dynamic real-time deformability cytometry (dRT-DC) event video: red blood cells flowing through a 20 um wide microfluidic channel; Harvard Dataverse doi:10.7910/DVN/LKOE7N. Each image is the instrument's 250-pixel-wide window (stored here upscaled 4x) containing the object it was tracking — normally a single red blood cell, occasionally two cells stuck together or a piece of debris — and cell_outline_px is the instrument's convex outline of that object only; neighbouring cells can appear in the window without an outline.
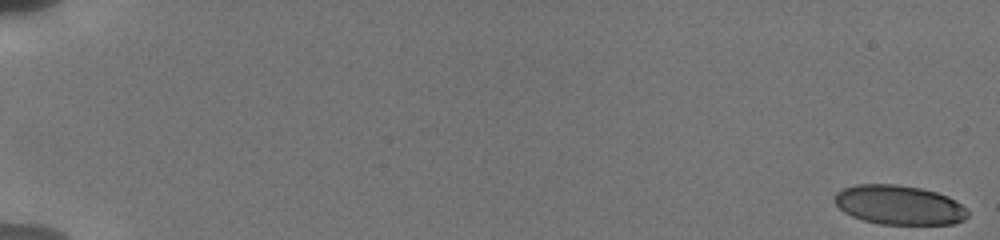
{"species": "human", "species_latin": "Homo sapiens", "temperature_condition": "cold", "stored_images_in_passage": 20, "camera_frame_rate_fps": 3000, "um_per_image_px": 0.085, "donor": {"sex": "male"}, "frame": {"image": 1, "passage_image": 1, "time_ms": 0.0, "image_size_px": [1000, 240], "cell_outline_px": [[968, 216], [964, 220], [952, 224], [880, 224], [864, 220], [852, 216], [844, 212], [832, 200], [836, 192], [844, 188], [856, 184], [896, 184], [920, 188], [936, 192], [948, 196], [956, 200], [968, 212]], "centroid_in_image_um": [76.41, 17.42], "position_along_channel_um": 8.6, "area_um2": 30.58}}
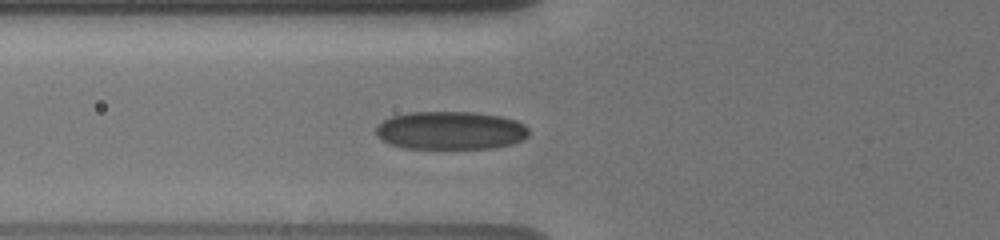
{"frame": {"image": 2, "passage_image": 17, "time_ms": 7.333, "image_size_px": [1000, 240], "cell_outline_px": [[528, 136], [524, 140], [512, 144], [492, 148], [404, 148], [392, 144], [376, 136], [376, 128], [384, 120], [392, 116], [408, 112], [476, 112], [500, 116], [516, 120], [524, 124], [528, 128]], "centroid_in_image_um": [38.33, 11.08], "position_along_channel_um": 87.5, "area_um2": 34.04}}
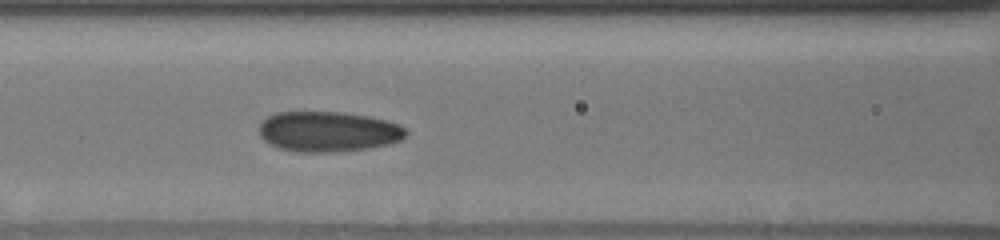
{"frame": {"image": 3, "passage_image": 20, "time_ms": 8.667, "image_size_px": [1000, 240], "cell_outline_px": [[408, 132], [400, 140], [388, 144], [368, 148], [328, 152], [296, 152], [280, 148], [264, 140], [260, 136], [260, 124], [268, 116], [276, 112], [344, 112], [368, 116], [400, 124]], "centroid_in_image_um": [27.89, 11.18], "position_along_channel_um": 138.7, "area_um2": 34.28}}